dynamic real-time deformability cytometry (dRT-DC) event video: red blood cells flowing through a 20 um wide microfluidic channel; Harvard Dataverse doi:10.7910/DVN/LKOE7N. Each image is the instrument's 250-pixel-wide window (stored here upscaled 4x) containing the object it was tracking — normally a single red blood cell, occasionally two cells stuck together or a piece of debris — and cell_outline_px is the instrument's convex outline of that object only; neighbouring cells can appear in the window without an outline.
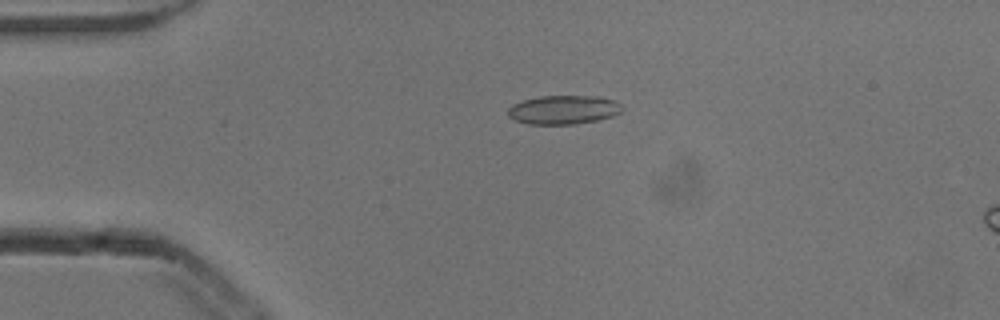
{"species": "common noctule bat (a hibernating species)", "species_latin": "Nyctalus noctula", "temperature_condition": "cold", "stored_images_in_passage": 6, "camera_frame_rate_fps": 3000, "um_per_image_px": 0.085, "animal": {"sex": "male", "body_mass_g": 13.3}, "frame": {"image": 1, "passage_image": 1, "time_ms": 0.0, "image_size_px": [1000, 320], "cell_outline_px": [[624, 108], [620, 112], [612, 116], [596, 120], [576, 124], [528, 124], [516, 120], [508, 116], [508, 108], [512, 104], [520, 100], [540, 96], [600, 96], [616, 100]], "centroid_in_image_um": [47.89, 9.32], "position_along_channel_um": 37.1, "area_um2": 19.36}}